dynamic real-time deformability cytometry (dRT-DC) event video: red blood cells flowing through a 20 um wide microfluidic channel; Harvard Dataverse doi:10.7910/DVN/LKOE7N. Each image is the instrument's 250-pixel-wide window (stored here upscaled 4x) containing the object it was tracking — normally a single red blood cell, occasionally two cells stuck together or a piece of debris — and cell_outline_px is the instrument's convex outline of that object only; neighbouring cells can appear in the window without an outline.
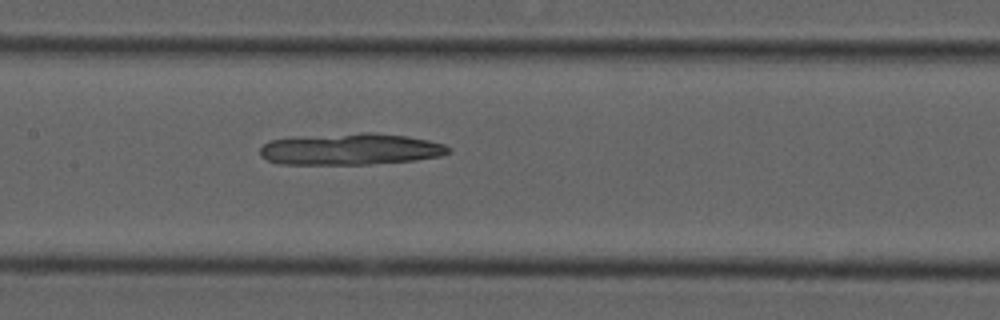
{"species": "common noctule bat (a hibernating species)", "species_latin": "Nyctalus noctula", "temperature_condition": "cold", "stored_images_in_passage": 54, "camera_frame_rate_fps": 3000, "um_per_image_px": 0.085, "animal": {"sex": "male", "forearm_length_mm": 52.5}, "frame": {"image": 1, "passage_image": 26, "time_ms": 8.333, "image_size_px": [1000, 320], "cell_outline_px": [[452, 152], [440, 156], [412, 160], [368, 164], [280, 164], [268, 160], [260, 156], [260, 148], [264, 144], [272, 140], [296, 136], [360, 132], [372, 132], [408, 136], [428, 140], [444, 144], [452, 148]], "centroid_in_image_um": [29.8, 12.66], "position_along_channel_um": 177.6, "area_um2": 34.85}}
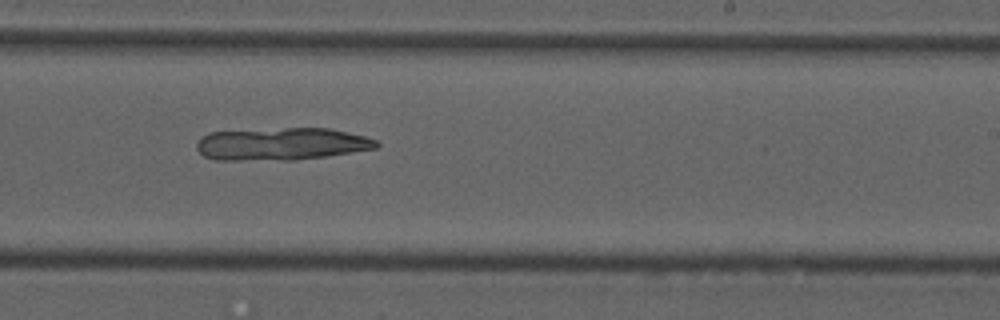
{"frame": {"image": 2, "passage_image": 33, "time_ms": 10.667, "image_size_px": [1000, 320], "cell_outline_px": [[380, 144], [376, 148], [328, 156], [296, 160], [216, 160], [204, 156], [196, 148], [196, 144], [208, 132], [288, 128], [328, 128], [348, 132], [364, 136], [376, 140]], "centroid_in_image_um": [23.94, 12.24], "position_along_channel_um": 265.1, "area_um2": 33.99}}
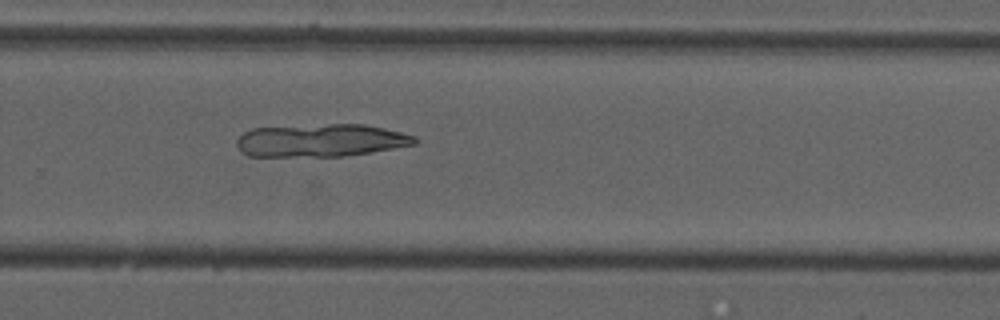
{"frame": {"image": 3, "passage_image": 36, "time_ms": 11.667, "image_size_px": [1000, 320], "cell_outline_px": [[416, 144], [344, 156], [248, 156], [240, 152], [236, 144], [236, 140], [244, 132], [252, 128], [332, 124], [364, 124], [384, 128], [416, 136]], "centroid_in_image_um": [27.23, 11.93], "position_along_channel_um": 302.6, "area_um2": 33.81}}